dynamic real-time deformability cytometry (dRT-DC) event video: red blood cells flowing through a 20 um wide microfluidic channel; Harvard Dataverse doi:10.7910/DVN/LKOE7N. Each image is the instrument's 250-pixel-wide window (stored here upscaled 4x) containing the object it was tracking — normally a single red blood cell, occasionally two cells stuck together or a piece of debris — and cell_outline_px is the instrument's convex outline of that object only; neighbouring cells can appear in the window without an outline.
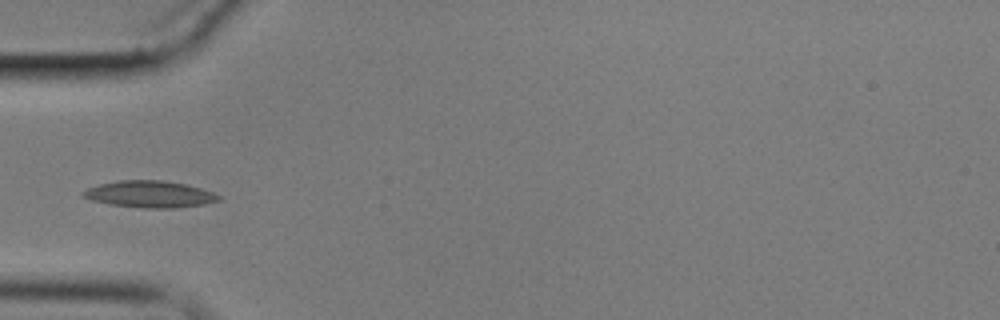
{"species": "common noctule bat (a hibernating species)", "species_latin": "Nyctalus noctula", "temperature_condition": "cold", "stored_images_in_passage": 6, "camera_frame_rate_fps": 3000, "um_per_image_px": 0.085, "animal": {"sex": "male", "body_mass_g": 17.9}, "frame": {"image": 1, "passage_image": 5, "time_ms": 4.667, "image_size_px": [1000, 320], "cell_outline_px": [[220, 200], [204, 204], [176, 208], [144, 208], [112, 204], [92, 200], [80, 196], [80, 192], [88, 188], [100, 184], [120, 180], [160, 180], [188, 184], [212, 192], [220, 196]], "centroid_in_image_um": [12.72, 16.5], "position_along_channel_um": 72.3, "area_um2": 21.04}}
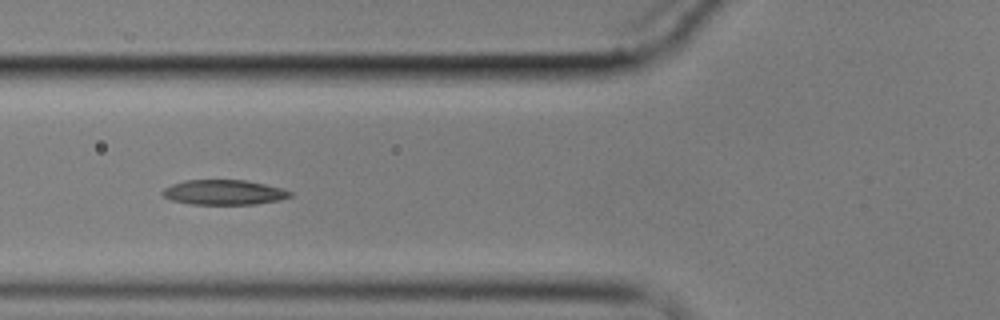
{"frame": {"image": 2, "passage_image": 6, "time_ms": 5.667, "image_size_px": [1000, 320], "cell_outline_px": [[292, 196], [280, 200], [256, 204], [192, 204], [172, 200], [164, 196], [160, 192], [164, 188], [172, 184], [188, 180], [244, 180], [264, 184], [280, 188], [292, 192]], "centroid_in_image_um": [19.03, 16.35], "position_along_channel_um": 106.8, "area_um2": 18.38}}